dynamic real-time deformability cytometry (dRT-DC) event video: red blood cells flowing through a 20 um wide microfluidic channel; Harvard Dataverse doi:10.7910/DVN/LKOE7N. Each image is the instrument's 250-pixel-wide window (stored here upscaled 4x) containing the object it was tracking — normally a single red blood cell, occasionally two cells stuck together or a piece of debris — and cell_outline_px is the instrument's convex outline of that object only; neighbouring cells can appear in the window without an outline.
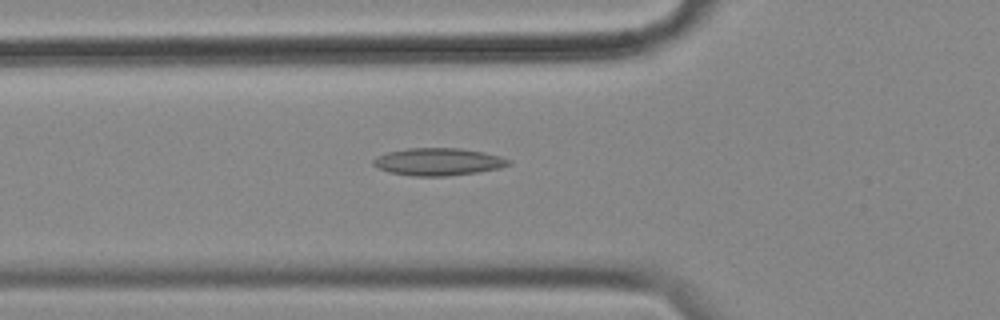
{"species": "common noctule bat (a hibernating species)", "species_latin": "Nyctalus noctula", "temperature_condition": "cold", "stored_images_in_passage": 44, "camera_frame_rate_fps": 3000, "um_per_image_px": 0.085, "animal": {"sex": "female", "body_mass_g": 18.4}, "frame": {"image": 1, "passage_image": 7, "time_ms": 2.0, "image_size_px": [1000, 320], "cell_outline_px": [[512, 164], [500, 168], [476, 172], [444, 176], [412, 176], [388, 172], [372, 164], [372, 160], [388, 152], [408, 148], [460, 148], [484, 152], [500, 156], [512, 160]], "centroid_in_image_um": [37.29, 13.75], "position_along_channel_um": 88.5, "area_um2": 21.56}}
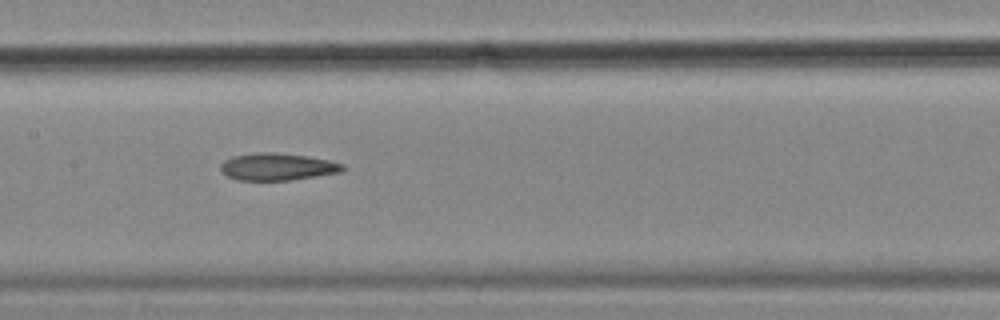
{"frame": {"image": 2, "passage_image": 15, "time_ms": 4.667, "image_size_px": [1000, 320], "cell_outline_px": [[344, 168], [340, 172], [316, 176], [288, 180], [236, 180], [220, 172], [220, 164], [224, 160], [232, 156], [256, 152], [276, 152], [304, 156], [328, 160], [344, 164]], "centroid_in_image_um": [23.51, 14.17], "position_along_channel_um": 183.9, "area_um2": 19.31}}
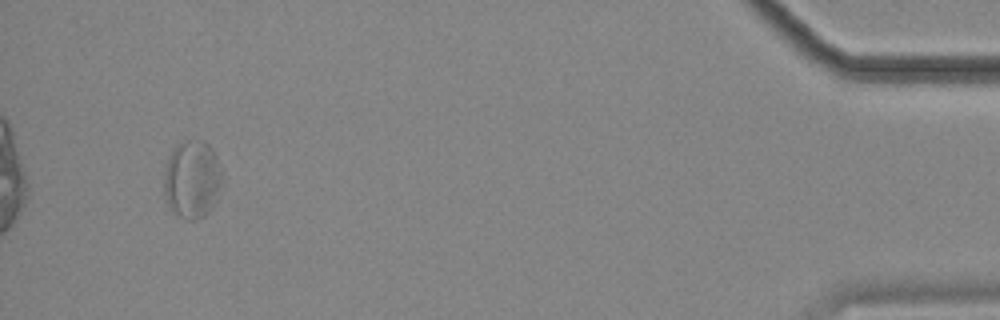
{"frame": {"image": 3, "passage_image": 41, "time_ms": 13.333, "image_size_px": [1000, 320], "cell_outline_px": [[228, 176], [212, 208], [204, 216], [196, 220], [188, 220], [176, 216], [172, 212], [164, 200], [164, 168], [168, 156], [172, 148], [180, 140], [204, 140], [212, 148]], "centroid_in_image_um": [16.37, 15.23], "position_along_channel_um": 418.8, "area_um2": 28.03}, "authors_computed_cell_mechanics": {"area_um2": 20.5479, "velocity_mm_per_s": 3.5693, "shape_relaxation_time_tau1_ms": null, "shape_relaxation_time_tau2_ms": 6.3691, "deformation_change_tau1": null, "deformation_change_tau2": 0.155}}